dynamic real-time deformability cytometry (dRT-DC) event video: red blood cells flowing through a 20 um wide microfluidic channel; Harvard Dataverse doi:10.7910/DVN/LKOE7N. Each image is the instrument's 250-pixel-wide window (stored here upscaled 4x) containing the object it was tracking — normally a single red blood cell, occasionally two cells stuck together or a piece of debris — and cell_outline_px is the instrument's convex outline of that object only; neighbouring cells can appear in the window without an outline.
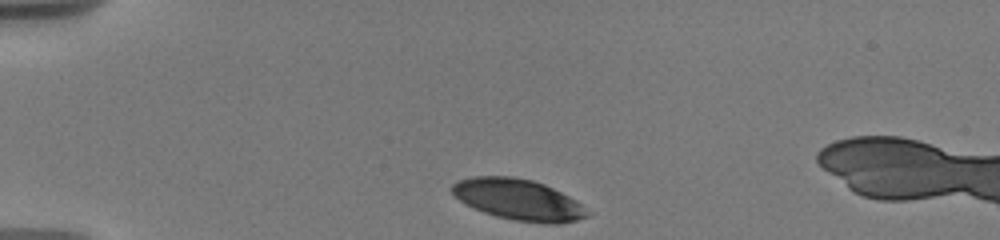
{"species": "human", "species_latin": "Homo sapiens", "temperature_condition": "warm", "stored_images_in_passage": 22, "camera_frame_rate_fps": 3000, "um_per_image_px": 0.085, "donor": {"sex": "male"}, "frame": {"image": 1, "passage_image": 1, "time_ms": 0.0, "image_size_px": [1000, 240], "cell_outline_px": [[592, 212], [588, 216], [576, 220], [560, 224], [544, 224], [516, 220], [496, 216], [484, 212], [460, 200], [452, 192], [452, 184], [460, 180], [472, 176], [512, 176], [532, 180], [544, 184], [576, 200]], "centroid_in_image_um": [44.11, 16.97], "position_along_channel_um": 40.9, "area_um2": 32.14}}
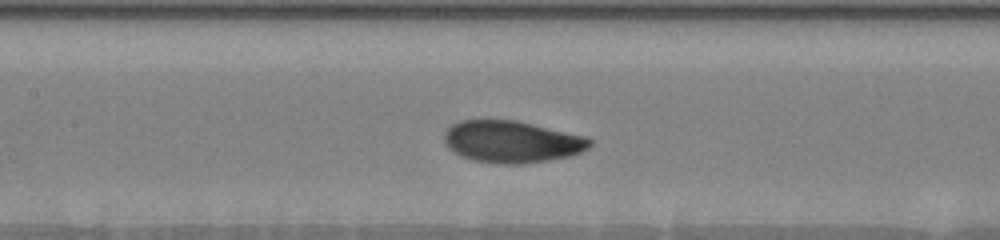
{"frame": {"image": 2, "passage_image": 12, "time_ms": 4.667, "image_size_px": [1000, 240], "cell_outline_px": [[592, 144], [588, 148], [572, 156], [524, 164], [496, 164], [476, 160], [464, 156], [448, 148], [444, 144], [444, 132], [452, 124], [460, 120], [516, 120], [588, 136], [592, 140]], "centroid_in_image_um": [43.54, 12.04], "position_along_channel_um": 163.9, "area_um2": 35.78}}
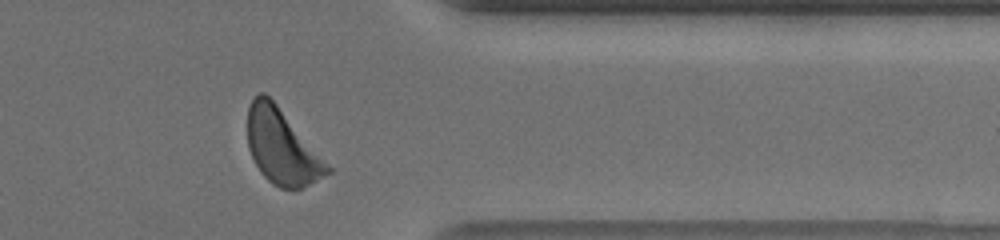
{"frame": {"image": 3, "passage_image": 21, "time_ms": 11.0, "image_size_px": [1000, 240], "cell_outline_px": [[332, 172], [300, 188], [280, 188], [272, 184], [260, 172], [248, 148], [248, 108], [252, 100], [260, 92], [264, 92], [276, 104], [332, 168]], "centroid_in_image_um": [23.94, 12.5], "position_along_channel_um": 387.5, "area_um2": 34.1}, "authors_computed_cell_mechanics": {"area_um2": 35.1424, "velocity_mm_per_s": 3.6322, "shape_relaxation_time_tau1_ms": 1.7286, "shape_relaxation_time_tau2_ms": null, "deformation_change_tau1": 0.1163, "deformation_change_tau2": null}}